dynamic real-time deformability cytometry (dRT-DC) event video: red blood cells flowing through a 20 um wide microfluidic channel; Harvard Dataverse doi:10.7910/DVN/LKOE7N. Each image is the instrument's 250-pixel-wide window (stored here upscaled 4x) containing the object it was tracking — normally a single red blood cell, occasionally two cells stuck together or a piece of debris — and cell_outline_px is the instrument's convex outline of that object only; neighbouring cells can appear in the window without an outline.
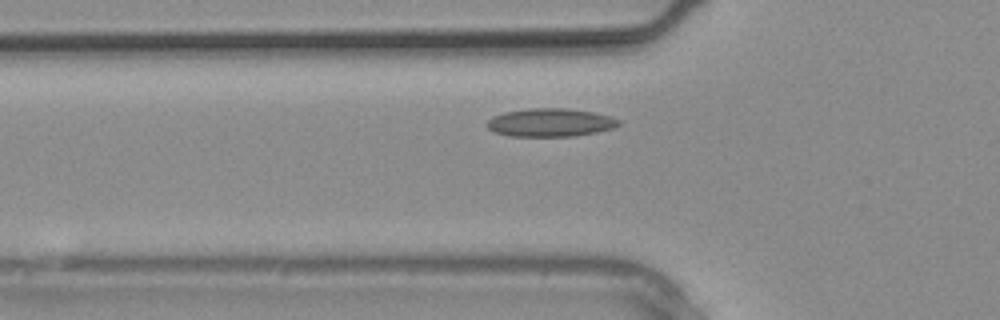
{"species": "common noctule bat (a hibernating species)", "species_latin": "Nyctalus noctula", "temperature_condition": "warm", "stored_images_in_passage": 2, "camera_frame_rate_fps": 3000, "um_per_image_px": 0.085, "animal": {"sex": "male", "body_mass_g": 20.4}, "frame": {"image": 1, "passage_image": 2, "time_ms": 0.333, "image_size_px": [1000, 320], "cell_outline_px": [[620, 124], [612, 128], [596, 132], [572, 136], [508, 136], [492, 132], [488, 128], [488, 120], [504, 112], [528, 108], [564, 108], [592, 112], [608, 116], [620, 120]], "centroid_in_image_um": [46.75, 10.42], "position_along_channel_um": 79.1, "area_um2": 21.44}}